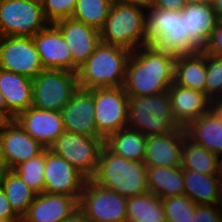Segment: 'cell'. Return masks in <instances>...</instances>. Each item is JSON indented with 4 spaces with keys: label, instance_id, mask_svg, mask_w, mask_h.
Returning a JSON list of instances; mask_svg holds the SVG:
<instances>
[{
    "label": "cell",
    "instance_id": "10",
    "mask_svg": "<svg viewBox=\"0 0 222 222\" xmlns=\"http://www.w3.org/2000/svg\"><path fill=\"white\" fill-rule=\"evenodd\" d=\"M103 146V138H93L65 130L49 150L67 160L87 179H91L98 169L100 150Z\"/></svg>",
    "mask_w": 222,
    "mask_h": 222
},
{
    "label": "cell",
    "instance_id": "48",
    "mask_svg": "<svg viewBox=\"0 0 222 222\" xmlns=\"http://www.w3.org/2000/svg\"><path fill=\"white\" fill-rule=\"evenodd\" d=\"M0 222H21V219H5V218H0Z\"/></svg>",
    "mask_w": 222,
    "mask_h": 222
},
{
    "label": "cell",
    "instance_id": "15",
    "mask_svg": "<svg viewBox=\"0 0 222 222\" xmlns=\"http://www.w3.org/2000/svg\"><path fill=\"white\" fill-rule=\"evenodd\" d=\"M60 112L66 131L102 138L98 134L94 117V89L79 87Z\"/></svg>",
    "mask_w": 222,
    "mask_h": 222
},
{
    "label": "cell",
    "instance_id": "26",
    "mask_svg": "<svg viewBox=\"0 0 222 222\" xmlns=\"http://www.w3.org/2000/svg\"><path fill=\"white\" fill-rule=\"evenodd\" d=\"M206 77V54L203 51L175 58L174 84L205 93Z\"/></svg>",
    "mask_w": 222,
    "mask_h": 222
},
{
    "label": "cell",
    "instance_id": "1",
    "mask_svg": "<svg viewBox=\"0 0 222 222\" xmlns=\"http://www.w3.org/2000/svg\"><path fill=\"white\" fill-rule=\"evenodd\" d=\"M175 56L150 45L131 51L123 89L128 97H142L168 91L174 83Z\"/></svg>",
    "mask_w": 222,
    "mask_h": 222
},
{
    "label": "cell",
    "instance_id": "47",
    "mask_svg": "<svg viewBox=\"0 0 222 222\" xmlns=\"http://www.w3.org/2000/svg\"><path fill=\"white\" fill-rule=\"evenodd\" d=\"M189 3L212 5L214 0H188Z\"/></svg>",
    "mask_w": 222,
    "mask_h": 222
},
{
    "label": "cell",
    "instance_id": "5",
    "mask_svg": "<svg viewBox=\"0 0 222 222\" xmlns=\"http://www.w3.org/2000/svg\"><path fill=\"white\" fill-rule=\"evenodd\" d=\"M145 18L144 7L113 2L108 17L99 30L101 42L130 51L148 45Z\"/></svg>",
    "mask_w": 222,
    "mask_h": 222
},
{
    "label": "cell",
    "instance_id": "33",
    "mask_svg": "<svg viewBox=\"0 0 222 222\" xmlns=\"http://www.w3.org/2000/svg\"><path fill=\"white\" fill-rule=\"evenodd\" d=\"M45 149L36 157L22 162L13 171L37 194L44 192Z\"/></svg>",
    "mask_w": 222,
    "mask_h": 222
},
{
    "label": "cell",
    "instance_id": "34",
    "mask_svg": "<svg viewBox=\"0 0 222 222\" xmlns=\"http://www.w3.org/2000/svg\"><path fill=\"white\" fill-rule=\"evenodd\" d=\"M162 202L166 222L192 221V213H195L197 204L185 194L163 198Z\"/></svg>",
    "mask_w": 222,
    "mask_h": 222
},
{
    "label": "cell",
    "instance_id": "42",
    "mask_svg": "<svg viewBox=\"0 0 222 222\" xmlns=\"http://www.w3.org/2000/svg\"><path fill=\"white\" fill-rule=\"evenodd\" d=\"M113 2L138 5L146 9L150 6H153L155 0H113Z\"/></svg>",
    "mask_w": 222,
    "mask_h": 222
},
{
    "label": "cell",
    "instance_id": "41",
    "mask_svg": "<svg viewBox=\"0 0 222 222\" xmlns=\"http://www.w3.org/2000/svg\"><path fill=\"white\" fill-rule=\"evenodd\" d=\"M62 222H90L87 216L78 208Z\"/></svg>",
    "mask_w": 222,
    "mask_h": 222
},
{
    "label": "cell",
    "instance_id": "7",
    "mask_svg": "<svg viewBox=\"0 0 222 222\" xmlns=\"http://www.w3.org/2000/svg\"><path fill=\"white\" fill-rule=\"evenodd\" d=\"M78 88L77 73L44 69L33 79L32 106L60 112Z\"/></svg>",
    "mask_w": 222,
    "mask_h": 222
},
{
    "label": "cell",
    "instance_id": "24",
    "mask_svg": "<svg viewBox=\"0 0 222 222\" xmlns=\"http://www.w3.org/2000/svg\"><path fill=\"white\" fill-rule=\"evenodd\" d=\"M185 131L190 140L222 156V120L212 109L191 121Z\"/></svg>",
    "mask_w": 222,
    "mask_h": 222
},
{
    "label": "cell",
    "instance_id": "37",
    "mask_svg": "<svg viewBox=\"0 0 222 222\" xmlns=\"http://www.w3.org/2000/svg\"><path fill=\"white\" fill-rule=\"evenodd\" d=\"M191 222H222L221 203L197 205Z\"/></svg>",
    "mask_w": 222,
    "mask_h": 222
},
{
    "label": "cell",
    "instance_id": "11",
    "mask_svg": "<svg viewBox=\"0 0 222 222\" xmlns=\"http://www.w3.org/2000/svg\"><path fill=\"white\" fill-rule=\"evenodd\" d=\"M128 103L123 87L94 88V117L98 134L104 140L128 127Z\"/></svg>",
    "mask_w": 222,
    "mask_h": 222
},
{
    "label": "cell",
    "instance_id": "14",
    "mask_svg": "<svg viewBox=\"0 0 222 222\" xmlns=\"http://www.w3.org/2000/svg\"><path fill=\"white\" fill-rule=\"evenodd\" d=\"M0 143L4 161L10 170L36 157L45 149L15 119L6 120L0 126Z\"/></svg>",
    "mask_w": 222,
    "mask_h": 222
},
{
    "label": "cell",
    "instance_id": "23",
    "mask_svg": "<svg viewBox=\"0 0 222 222\" xmlns=\"http://www.w3.org/2000/svg\"><path fill=\"white\" fill-rule=\"evenodd\" d=\"M185 190L195 204H219L222 201V178L220 175H207L183 169Z\"/></svg>",
    "mask_w": 222,
    "mask_h": 222
},
{
    "label": "cell",
    "instance_id": "36",
    "mask_svg": "<svg viewBox=\"0 0 222 222\" xmlns=\"http://www.w3.org/2000/svg\"><path fill=\"white\" fill-rule=\"evenodd\" d=\"M77 0H42V9L46 20L54 23L57 20L71 18L75 11Z\"/></svg>",
    "mask_w": 222,
    "mask_h": 222
},
{
    "label": "cell",
    "instance_id": "13",
    "mask_svg": "<svg viewBox=\"0 0 222 222\" xmlns=\"http://www.w3.org/2000/svg\"><path fill=\"white\" fill-rule=\"evenodd\" d=\"M86 180L67 160L45 148L44 192L68 195L79 201Z\"/></svg>",
    "mask_w": 222,
    "mask_h": 222
},
{
    "label": "cell",
    "instance_id": "29",
    "mask_svg": "<svg viewBox=\"0 0 222 222\" xmlns=\"http://www.w3.org/2000/svg\"><path fill=\"white\" fill-rule=\"evenodd\" d=\"M220 157L205 147L196 144L187 136L184 138L181 168L207 175H220Z\"/></svg>",
    "mask_w": 222,
    "mask_h": 222
},
{
    "label": "cell",
    "instance_id": "18",
    "mask_svg": "<svg viewBox=\"0 0 222 222\" xmlns=\"http://www.w3.org/2000/svg\"><path fill=\"white\" fill-rule=\"evenodd\" d=\"M69 47L73 62L80 67L101 43L100 31L73 18L53 23Z\"/></svg>",
    "mask_w": 222,
    "mask_h": 222
},
{
    "label": "cell",
    "instance_id": "35",
    "mask_svg": "<svg viewBox=\"0 0 222 222\" xmlns=\"http://www.w3.org/2000/svg\"><path fill=\"white\" fill-rule=\"evenodd\" d=\"M205 94L212 100H222V57L206 54Z\"/></svg>",
    "mask_w": 222,
    "mask_h": 222
},
{
    "label": "cell",
    "instance_id": "30",
    "mask_svg": "<svg viewBox=\"0 0 222 222\" xmlns=\"http://www.w3.org/2000/svg\"><path fill=\"white\" fill-rule=\"evenodd\" d=\"M127 222H166L162 199L151 192L129 197Z\"/></svg>",
    "mask_w": 222,
    "mask_h": 222
},
{
    "label": "cell",
    "instance_id": "31",
    "mask_svg": "<svg viewBox=\"0 0 222 222\" xmlns=\"http://www.w3.org/2000/svg\"><path fill=\"white\" fill-rule=\"evenodd\" d=\"M0 186L13 210L22 218L33 203L37 193L13 170H6L0 175Z\"/></svg>",
    "mask_w": 222,
    "mask_h": 222
},
{
    "label": "cell",
    "instance_id": "49",
    "mask_svg": "<svg viewBox=\"0 0 222 222\" xmlns=\"http://www.w3.org/2000/svg\"><path fill=\"white\" fill-rule=\"evenodd\" d=\"M219 168H220V176H221V178H222V156H220Z\"/></svg>",
    "mask_w": 222,
    "mask_h": 222
},
{
    "label": "cell",
    "instance_id": "9",
    "mask_svg": "<svg viewBox=\"0 0 222 222\" xmlns=\"http://www.w3.org/2000/svg\"><path fill=\"white\" fill-rule=\"evenodd\" d=\"M127 199L116 191L85 181L78 208L90 222H127Z\"/></svg>",
    "mask_w": 222,
    "mask_h": 222
},
{
    "label": "cell",
    "instance_id": "4",
    "mask_svg": "<svg viewBox=\"0 0 222 222\" xmlns=\"http://www.w3.org/2000/svg\"><path fill=\"white\" fill-rule=\"evenodd\" d=\"M130 53L126 48L101 42L79 67L78 86L84 89L123 87Z\"/></svg>",
    "mask_w": 222,
    "mask_h": 222
},
{
    "label": "cell",
    "instance_id": "6",
    "mask_svg": "<svg viewBox=\"0 0 222 222\" xmlns=\"http://www.w3.org/2000/svg\"><path fill=\"white\" fill-rule=\"evenodd\" d=\"M128 128L146 136L176 131L179 125L172 114L168 91L150 96L129 97Z\"/></svg>",
    "mask_w": 222,
    "mask_h": 222
},
{
    "label": "cell",
    "instance_id": "16",
    "mask_svg": "<svg viewBox=\"0 0 222 222\" xmlns=\"http://www.w3.org/2000/svg\"><path fill=\"white\" fill-rule=\"evenodd\" d=\"M32 38L44 69L78 72L79 67L73 62L65 39L53 23H49Z\"/></svg>",
    "mask_w": 222,
    "mask_h": 222
},
{
    "label": "cell",
    "instance_id": "12",
    "mask_svg": "<svg viewBox=\"0 0 222 222\" xmlns=\"http://www.w3.org/2000/svg\"><path fill=\"white\" fill-rule=\"evenodd\" d=\"M0 69L34 79L44 70L32 37H0Z\"/></svg>",
    "mask_w": 222,
    "mask_h": 222
},
{
    "label": "cell",
    "instance_id": "21",
    "mask_svg": "<svg viewBox=\"0 0 222 222\" xmlns=\"http://www.w3.org/2000/svg\"><path fill=\"white\" fill-rule=\"evenodd\" d=\"M78 209L75 197L42 192L37 194L21 222H62Z\"/></svg>",
    "mask_w": 222,
    "mask_h": 222
},
{
    "label": "cell",
    "instance_id": "25",
    "mask_svg": "<svg viewBox=\"0 0 222 222\" xmlns=\"http://www.w3.org/2000/svg\"><path fill=\"white\" fill-rule=\"evenodd\" d=\"M186 17L187 32L202 49L208 42L212 31L220 22L212 5L189 3L182 9Z\"/></svg>",
    "mask_w": 222,
    "mask_h": 222
},
{
    "label": "cell",
    "instance_id": "39",
    "mask_svg": "<svg viewBox=\"0 0 222 222\" xmlns=\"http://www.w3.org/2000/svg\"><path fill=\"white\" fill-rule=\"evenodd\" d=\"M0 218L21 219V217L13 210L1 186H0Z\"/></svg>",
    "mask_w": 222,
    "mask_h": 222
},
{
    "label": "cell",
    "instance_id": "27",
    "mask_svg": "<svg viewBox=\"0 0 222 222\" xmlns=\"http://www.w3.org/2000/svg\"><path fill=\"white\" fill-rule=\"evenodd\" d=\"M147 184L149 192L161 199L184 195L185 184L183 169L178 167H147Z\"/></svg>",
    "mask_w": 222,
    "mask_h": 222
},
{
    "label": "cell",
    "instance_id": "44",
    "mask_svg": "<svg viewBox=\"0 0 222 222\" xmlns=\"http://www.w3.org/2000/svg\"><path fill=\"white\" fill-rule=\"evenodd\" d=\"M212 110L220 117L222 120V100H217L212 102Z\"/></svg>",
    "mask_w": 222,
    "mask_h": 222
},
{
    "label": "cell",
    "instance_id": "19",
    "mask_svg": "<svg viewBox=\"0 0 222 222\" xmlns=\"http://www.w3.org/2000/svg\"><path fill=\"white\" fill-rule=\"evenodd\" d=\"M186 136L184 127L164 135L147 136L143 162L147 167L181 166L182 145Z\"/></svg>",
    "mask_w": 222,
    "mask_h": 222
},
{
    "label": "cell",
    "instance_id": "28",
    "mask_svg": "<svg viewBox=\"0 0 222 222\" xmlns=\"http://www.w3.org/2000/svg\"><path fill=\"white\" fill-rule=\"evenodd\" d=\"M147 136L138 130L120 129L111 133L104 144L115 154L133 161H143Z\"/></svg>",
    "mask_w": 222,
    "mask_h": 222
},
{
    "label": "cell",
    "instance_id": "46",
    "mask_svg": "<svg viewBox=\"0 0 222 222\" xmlns=\"http://www.w3.org/2000/svg\"><path fill=\"white\" fill-rule=\"evenodd\" d=\"M8 170L7 165L4 161L3 153H2V148H1V143H0V175Z\"/></svg>",
    "mask_w": 222,
    "mask_h": 222
},
{
    "label": "cell",
    "instance_id": "20",
    "mask_svg": "<svg viewBox=\"0 0 222 222\" xmlns=\"http://www.w3.org/2000/svg\"><path fill=\"white\" fill-rule=\"evenodd\" d=\"M172 114L179 127H186L191 121L212 109V100L202 91L174 84L168 89Z\"/></svg>",
    "mask_w": 222,
    "mask_h": 222
},
{
    "label": "cell",
    "instance_id": "32",
    "mask_svg": "<svg viewBox=\"0 0 222 222\" xmlns=\"http://www.w3.org/2000/svg\"><path fill=\"white\" fill-rule=\"evenodd\" d=\"M112 4L113 0H77L71 18L100 30Z\"/></svg>",
    "mask_w": 222,
    "mask_h": 222
},
{
    "label": "cell",
    "instance_id": "8",
    "mask_svg": "<svg viewBox=\"0 0 222 222\" xmlns=\"http://www.w3.org/2000/svg\"><path fill=\"white\" fill-rule=\"evenodd\" d=\"M48 24L41 2L0 0V37H33Z\"/></svg>",
    "mask_w": 222,
    "mask_h": 222
},
{
    "label": "cell",
    "instance_id": "50",
    "mask_svg": "<svg viewBox=\"0 0 222 222\" xmlns=\"http://www.w3.org/2000/svg\"><path fill=\"white\" fill-rule=\"evenodd\" d=\"M6 121V119L0 114V126Z\"/></svg>",
    "mask_w": 222,
    "mask_h": 222
},
{
    "label": "cell",
    "instance_id": "17",
    "mask_svg": "<svg viewBox=\"0 0 222 222\" xmlns=\"http://www.w3.org/2000/svg\"><path fill=\"white\" fill-rule=\"evenodd\" d=\"M15 120L33 139L49 148L65 131L61 112L29 107L20 112Z\"/></svg>",
    "mask_w": 222,
    "mask_h": 222
},
{
    "label": "cell",
    "instance_id": "43",
    "mask_svg": "<svg viewBox=\"0 0 222 222\" xmlns=\"http://www.w3.org/2000/svg\"><path fill=\"white\" fill-rule=\"evenodd\" d=\"M213 9L216 12V15L219 19V21L222 20V0H214L213 4Z\"/></svg>",
    "mask_w": 222,
    "mask_h": 222
},
{
    "label": "cell",
    "instance_id": "45",
    "mask_svg": "<svg viewBox=\"0 0 222 222\" xmlns=\"http://www.w3.org/2000/svg\"><path fill=\"white\" fill-rule=\"evenodd\" d=\"M0 114L7 120V104L1 92H0Z\"/></svg>",
    "mask_w": 222,
    "mask_h": 222
},
{
    "label": "cell",
    "instance_id": "2",
    "mask_svg": "<svg viewBox=\"0 0 222 222\" xmlns=\"http://www.w3.org/2000/svg\"><path fill=\"white\" fill-rule=\"evenodd\" d=\"M146 36L148 45L175 57L194 55L202 49L187 32L182 11H170L150 6L146 8Z\"/></svg>",
    "mask_w": 222,
    "mask_h": 222
},
{
    "label": "cell",
    "instance_id": "22",
    "mask_svg": "<svg viewBox=\"0 0 222 222\" xmlns=\"http://www.w3.org/2000/svg\"><path fill=\"white\" fill-rule=\"evenodd\" d=\"M32 86V79L0 69V92L7 104V120H14L32 106Z\"/></svg>",
    "mask_w": 222,
    "mask_h": 222
},
{
    "label": "cell",
    "instance_id": "40",
    "mask_svg": "<svg viewBox=\"0 0 222 222\" xmlns=\"http://www.w3.org/2000/svg\"><path fill=\"white\" fill-rule=\"evenodd\" d=\"M188 0H155L153 7L170 11H182Z\"/></svg>",
    "mask_w": 222,
    "mask_h": 222
},
{
    "label": "cell",
    "instance_id": "3",
    "mask_svg": "<svg viewBox=\"0 0 222 222\" xmlns=\"http://www.w3.org/2000/svg\"><path fill=\"white\" fill-rule=\"evenodd\" d=\"M91 179L126 198L149 192L145 163L125 159L113 153L105 144L100 150L98 169Z\"/></svg>",
    "mask_w": 222,
    "mask_h": 222
},
{
    "label": "cell",
    "instance_id": "38",
    "mask_svg": "<svg viewBox=\"0 0 222 222\" xmlns=\"http://www.w3.org/2000/svg\"><path fill=\"white\" fill-rule=\"evenodd\" d=\"M207 55L222 57V23L219 22L212 31L208 42L202 48Z\"/></svg>",
    "mask_w": 222,
    "mask_h": 222
}]
</instances>
